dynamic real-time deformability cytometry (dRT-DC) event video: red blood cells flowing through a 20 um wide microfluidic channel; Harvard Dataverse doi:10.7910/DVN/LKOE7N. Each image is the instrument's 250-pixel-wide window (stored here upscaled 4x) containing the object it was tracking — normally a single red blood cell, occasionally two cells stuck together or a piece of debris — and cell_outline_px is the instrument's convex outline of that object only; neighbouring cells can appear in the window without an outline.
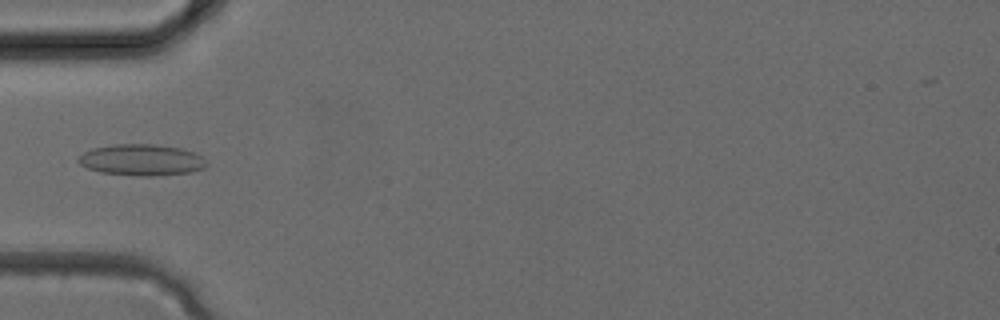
{"species": "common noctule bat (a hibernating species)", "species_latin": "Nyctalus noctula", "temperature_condition": "cold", "stored_images_in_passage": 2, "camera_frame_rate_fps": 3000, "um_per_image_px": 0.085, "animal": {"sex": "female", "body_mass_g": 24.6, "forearm_length_mm": 56.2}, "frame": {"image": 1, "passage_image": 2, "time_ms": 0.333, "image_size_px": [1000, 320], "cell_outline_px": [[208, 164], [204, 168], [188, 172], [148, 176], [100, 172], [88, 168], [80, 164], [76, 160], [84, 152], [92, 148], [116, 144], [152, 144], [180, 148], [196, 152]], "centroid_in_image_um": [12.02, 13.58], "position_along_channel_um": 73.0, "area_um2": 23.06}}